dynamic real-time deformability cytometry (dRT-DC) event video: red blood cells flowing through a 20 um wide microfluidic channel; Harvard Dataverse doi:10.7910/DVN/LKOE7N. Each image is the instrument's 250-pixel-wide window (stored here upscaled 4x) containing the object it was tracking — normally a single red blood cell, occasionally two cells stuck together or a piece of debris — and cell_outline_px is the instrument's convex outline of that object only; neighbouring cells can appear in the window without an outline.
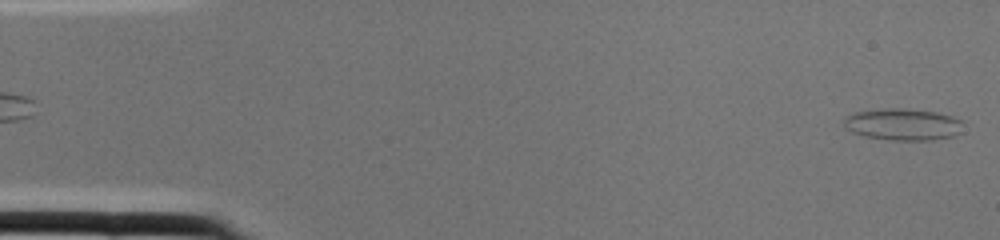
{"species": "common noctule bat (a hibernating species)", "species_latin": "Nyctalus noctula", "temperature_condition": "cold", "stored_images_in_passage": 3, "camera_frame_rate_fps": 3000, "um_per_image_px": 0.085, "animal": {"sex": "female", "body_mass_g": 22.0, "forearm_length_mm": 56.7}, "frame": {"image": 1, "passage_image": 3, "time_ms": 0.667, "image_size_px": [1000, 240], "cell_outline_px": [[964, 132], [956, 136], [932, 140], [888, 140], [864, 136], [852, 132], [844, 128], [844, 120], [848, 116], [856, 112], [892, 108], [900, 108], [936, 112], [952, 116], [960, 120]], "centroid_in_image_um": [76.79, 10.59], "position_along_channel_um": 8.2, "area_um2": 22.14}}